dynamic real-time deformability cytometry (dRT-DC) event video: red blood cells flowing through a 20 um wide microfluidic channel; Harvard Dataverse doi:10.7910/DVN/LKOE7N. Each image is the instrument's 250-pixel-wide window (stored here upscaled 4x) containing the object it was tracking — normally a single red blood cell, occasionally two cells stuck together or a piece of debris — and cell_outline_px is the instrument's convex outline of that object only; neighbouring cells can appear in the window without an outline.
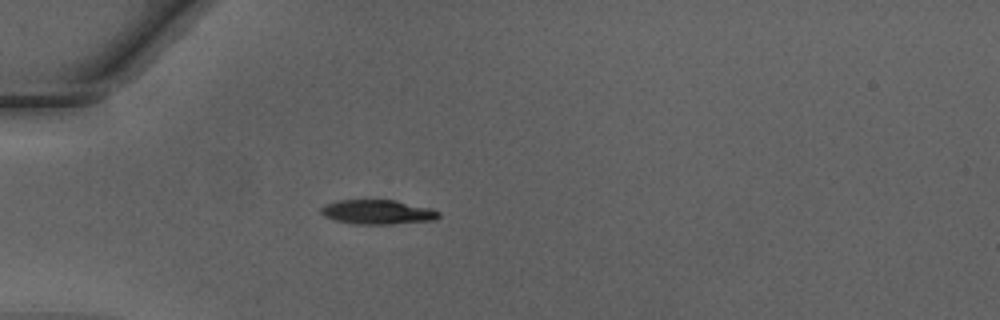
{"species": "Egyptian fruit bat (a non-hibernating species)", "species_latin": "Rousettus aegyptiacus", "temperature_condition": "warm", "stored_images_in_passage": 49, "camera_frame_rate_fps": 3000, "um_per_image_px": 0.085, "animal": {"sex": "male"}, "frame": {"image": 1, "passage_image": 15, "time_ms": 4.667, "image_size_px": [1000, 320], "cell_outline_px": [[440, 216], [432, 220], [392, 224], [360, 224], [336, 220], [324, 216], [320, 212], [320, 208], [324, 204], [336, 200], [396, 200], [432, 208], [440, 212]], "centroid_in_image_um": [32.09, 18.01], "position_along_channel_um": 52.9, "area_um2": 16.76}}
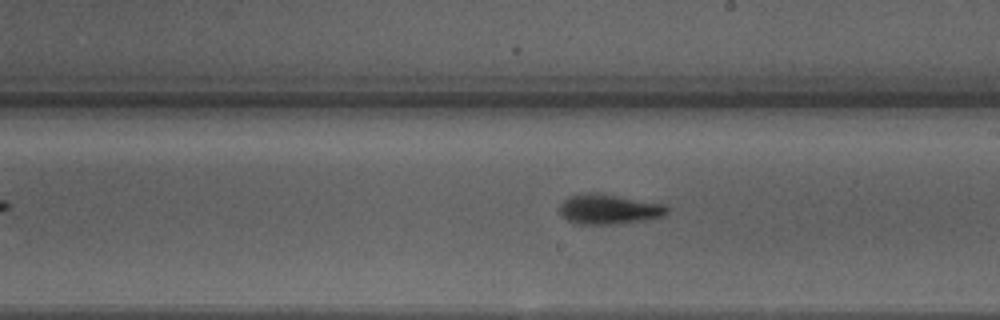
{"frame": {"image": 2, "passage_image": 29, "time_ms": 9.333, "image_size_px": [1000, 320], "cell_outline_px": [[668, 212], [664, 216], [616, 224], [580, 224], [568, 220], [560, 212], [560, 204], [568, 196], [584, 192], [600, 192], [664, 204], [668, 208]], "centroid_in_image_um": [51.74, 17.75], "position_along_channel_um": 237.3, "area_um2": 18.79}}
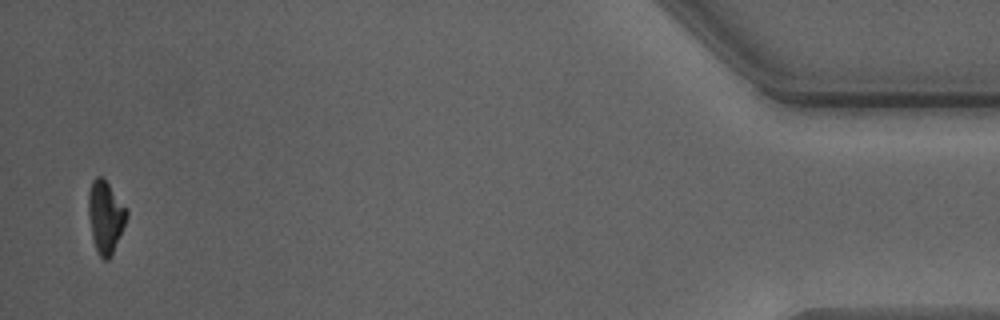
{"frame": {"image": 3, "passage_image": 48, "time_ms": 15.667, "image_size_px": [1000, 320], "cell_outline_px": [[128, 216], [112, 256], [108, 260], [104, 260], [100, 256], [96, 248], [92, 236], [88, 216], [88, 192], [92, 180], [96, 176], [100, 176], [108, 184], [128, 208]], "centroid_in_image_um": [8.97, 18.43], "position_along_channel_um": 426.2, "area_um2": 16.18}, "authors_computed_cell_mechanics": {"area_um2": 16.6464, "velocity_mm_per_s": 4.2658, "shape_relaxation_time_tau1_ms": 2.1955, "shape_relaxation_time_tau2_ms": 1.9973, "deformation_change_tau1": 0.147, "deformation_change_tau2": 0.0872}}